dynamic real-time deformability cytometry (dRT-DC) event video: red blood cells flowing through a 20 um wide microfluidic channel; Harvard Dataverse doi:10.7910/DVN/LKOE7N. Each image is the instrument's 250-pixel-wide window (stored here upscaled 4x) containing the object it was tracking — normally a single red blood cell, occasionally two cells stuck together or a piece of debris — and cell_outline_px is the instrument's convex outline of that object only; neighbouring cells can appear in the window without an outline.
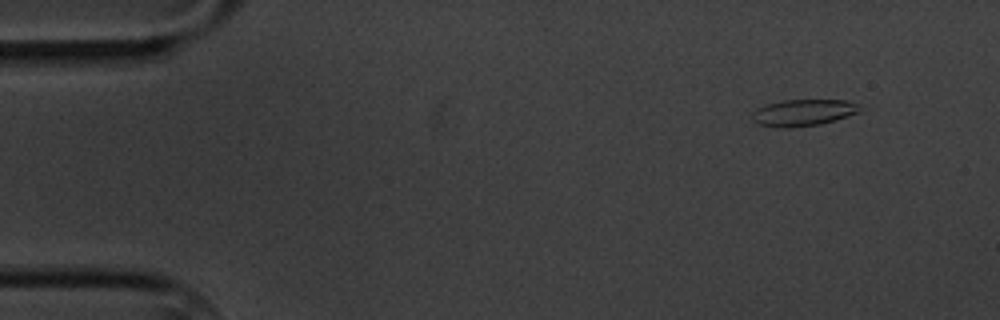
{"species": "common noctule bat (a hibernating species)", "species_latin": "Nyctalus noctula", "temperature_condition": "cold", "stored_images_in_passage": 10, "camera_frame_rate_fps": 3000, "um_per_image_px": 0.085, "animal": {"sex": "male", "body_mass_g": 20.1, "forearm_length_mm": 53.5}, "frame": {"image": 1, "passage_image": 2, "time_ms": 1.0, "image_size_px": [1000, 320], "cell_outline_px": [[860, 112], [836, 120], [820, 124], [792, 128], [780, 128], [756, 124], [752, 120], [752, 112], [756, 108], [764, 104], [784, 100], [848, 100], [856, 104]], "centroid_in_image_um": [68.21, 9.58], "position_along_channel_um": 16.8, "area_um2": 16.88}}
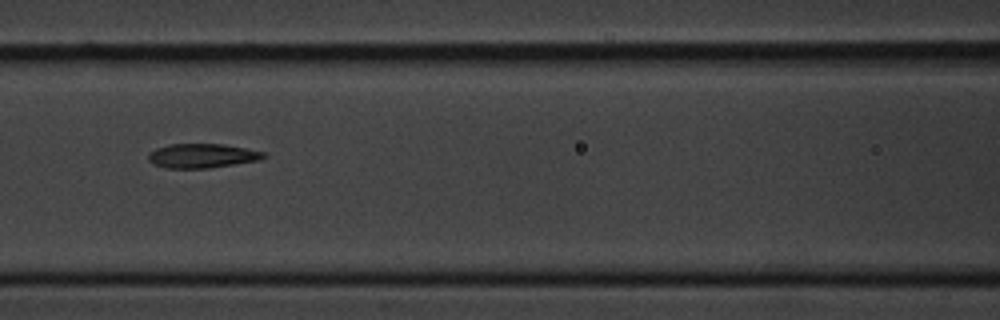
{"frame": {"image": 2, "passage_image": 7, "time_ms": 7.667, "image_size_px": [1000, 320], "cell_outline_px": [[268, 156], [260, 160], [208, 168], [168, 168], [152, 164], [148, 160], [148, 152], [156, 148], [168, 144], [224, 144], [248, 148], [264, 152]], "centroid_in_image_um": [17.18, 13.23], "position_along_channel_um": 149.4, "area_um2": 16.47}}
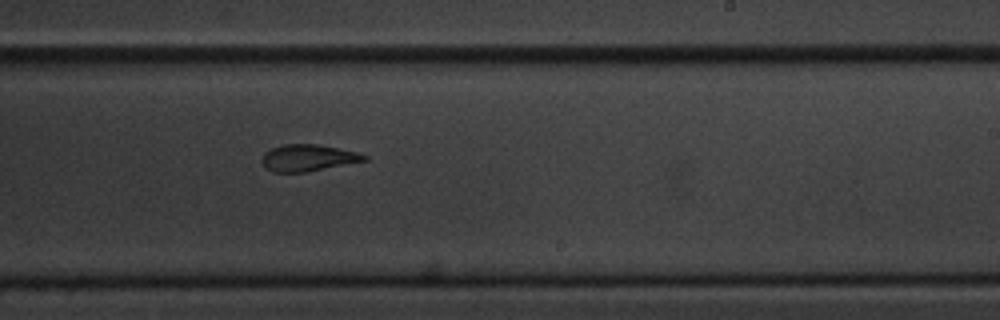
{"frame": {"image": 3, "passage_image": 10, "time_ms": 11.0, "image_size_px": [1000, 320], "cell_outline_px": [[368, 160], [304, 172], [272, 172], [264, 168], [260, 160], [264, 152], [272, 148], [284, 144], [320, 144], [356, 152], [368, 156]], "centroid_in_image_um": [26.13, 13.41], "position_along_channel_um": 262.9, "area_um2": 15.95}}